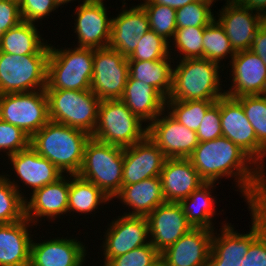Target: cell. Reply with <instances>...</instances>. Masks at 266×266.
<instances>
[{"mask_svg": "<svg viewBox=\"0 0 266 266\" xmlns=\"http://www.w3.org/2000/svg\"><path fill=\"white\" fill-rule=\"evenodd\" d=\"M208 266H239V264L229 261H208Z\"/></svg>", "mask_w": 266, "mask_h": 266, "instance_id": "f907efd6", "label": "cell"}, {"mask_svg": "<svg viewBox=\"0 0 266 266\" xmlns=\"http://www.w3.org/2000/svg\"><path fill=\"white\" fill-rule=\"evenodd\" d=\"M154 4L169 6L174 9L181 8L197 0H150Z\"/></svg>", "mask_w": 266, "mask_h": 266, "instance_id": "681fc988", "label": "cell"}, {"mask_svg": "<svg viewBox=\"0 0 266 266\" xmlns=\"http://www.w3.org/2000/svg\"><path fill=\"white\" fill-rule=\"evenodd\" d=\"M94 49L50 44L45 90H90Z\"/></svg>", "mask_w": 266, "mask_h": 266, "instance_id": "277c9868", "label": "cell"}, {"mask_svg": "<svg viewBox=\"0 0 266 266\" xmlns=\"http://www.w3.org/2000/svg\"><path fill=\"white\" fill-rule=\"evenodd\" d=\"M204 28L187 27L176 29L173 39L169 41L170 55L173 57L176 54L173 57L175 60L174 63L176 60L203 58Z\"/></svg>", "mask_w": 266, "mask_h": 266, "instance_id": "836d02e7", "label": "cell"}, {"mask_svg": "<svg viewBox=\"0 0 266 266\" xmlns=\"http://www.w3.org/2000/svg\"><path fill=\"white\" fill-rule=\"evenodd\" d=\"M128 75L127 57L109 46L94 49L90 90L101 101L121 99Z\"/></svg>", "mask_w": 266, "mask_h": 266, "instance_id": "8fae6325", "label": "cell"}, {"mask_svg": "<svg viewBox=\"0 0 266 266\" xmlns=\"http://www.w3.org/2000/svg\"><path fill=\"white\" fill-rule=\"evenodd\" d=\"M25 199L0 172V224L19 222L25 218Z\"/></svg>", "mask_w": 266, "mask_h": 266, "instance_id": "8d00e7d4", "label": "cell"}, {"mask_svg": "<svg viewBox=\"0 0 266 266\" xmlns=\"http://www.w3.org/2000/svg\"><path fill=\"white\" fill-rule=\"evenodd\" d=\"M220 117L222 136L238 145L265 171L266 150L258 143L242 105L235 98L221 97Z\"/></svg>", "mask_w": 266, "mask_h": 266, "instance_id": "9a60e30c", "label": "cell"}, {"mask_svg": "<svg viewBox=\"0 0 266 266\" xmlns=\"http://www.w3.org/2000/svg\"><path fill=\"white\" fill-rule=\"evenodd\" d=\"M70 176V188L68 198V212L79 215L93 214L99 206L108 204L111 199L94 183L80 177L78 174ZM104 204V205H103ZM93 212V213H92Z\"/></svg>", "mask_w": 266, "mask_h": 266, "instance_id": "1f68e13d", "label": "cell"}, {"mask_svg": "<svg viewBox=\"0 0 266 266\" xmlns=\"http://www.w3.org/2000/svg\"><path fill=\"white\" fill-rule=\"evenodd\" d=\"M169 55V42L149 30L139 37L137 47L127 58L128 61H155Z\"/></svg>", "mask_w": 266, "mask_h": 266, "instance_id": "f35d334b", "label": "cell"}, {"mask_svg": "<svg viewBox=\"0 0 266 266\" xmlns=\"http://www.w3.org/2000/svg\"><path fill=\"white\" fill-rule=\"evenodd\" d=\"M215 185L217 186L218 183L204 182L191 195L179 202L187 221L193 228L215 230L213 220L217 215L215 204L218 203L217 196L212 194L216 189Z\"/></svg>", "mask_w": 266, "mask_h": 266, "instance_id": "f546056e", "label": "cell"}, {"mask_svg": "<svg viewBox=\"0 0 266 266\" xmlns=\"http://www.w3.org/2000/svg\"><path fill=\"white\" fill-rule=\"evenodd\" d=\"M174 58L155 61H128L129 76L153 86L165 99L172 90Z\"/></svg>", "mask_w": 266, "mask_h": 266, "instance_id": "4dcf8cb0", "label": "cell"}, {"mask_svg": "<svg viewBox=\"0 0 266 266\" xmlns=\"http://www.w3.org/2000/svg\"><path fill=\"white\" fill-rule=\"evenodd\" d=\"M154 266H165L164 263L160 260L157 264H155Z\"/></svg>", "mask_w": 266, "mask_h": 266, "instance_id": "db71d44e", "label": "cell"}, {"mask_svg": "<svg viewBox=\"0 0 266 266\" xmlns=\"http://www.w3.org/2000/svg\"><path fill=\"white\" fill-rule=\"evenodd\" d=\"M160 260V253L149 243L114 257L102 266H154Z\"/></svg>", "mask_w": 266, "mask_h": 266, "instance_id": "60d3db41", "label": "cell"}, {"mask_svg": "<svg viewBox=\"0 0 266 266\" xmlns=\"http://www.w3.org/2000/svg\"><path fill=\"white\" fill-rule=\"evenodd\" d=\"M105 229L101 244L105 265L110 259L150 243L149 223L145 216L122 214L113 218Z\"/></svg>", "mask_w": 266, "mask_h": 266, "instance_id": "4fadbf2b", "label": "cell"}, {"mask_svg": "<svg viewBox=\"0 0 266 266\" xmlns=\"http://www.w3.org/2000/svg\"><path fill=\"white\" fill-rule=\"evenodd\" d=\"M122 1V0H121ZM126 0H123L122 1V4H123V6H125V5H127V3L125 2ZM143 2L145 1V0H142Z\"/></svg>", "mask_w": 266, "mask_h": 266, "instance_id": "9f6ffc18", "label": "cell"}, {"mask_svg": "<svg viewBox=\"0 0 266 266\" xmlns=\"http://www.w3.org/2000/svg\"><path fill=\"white\" fill-rule=\"evenodd\" d=\"M121 6L112 17L109 47L128 57L137 47L139 37L150 30L149 19L141 5ZM127 8V9H126Z\"/></svg>", "mask_w": 266, "mask_h": 266, "instance_id": "cb8c5ba5", "label": "cell"}, {"mask_svg": "<svg viewBox=\"0 0 266 266\" xmlns=\"http://www.w3.org/2000/svg\"><path fill=\"white\" fill-rule=\"evenodd\" d=\"M213 6L208 3L195 1L176 9L177 29L187 27H206L214 19Z\"/></svg>", "mask_w": 266, "mask_h": 266, "instance_id": "ab89813d", "label": "cell"}, {"mask_svg": "<svg viewBox=\"0 0 266 266\" xmlns=\"http://www.w3.org/2000/svg\"><path fill=\"white\" fill-rule=\"evenodd\" d=\"M129 110L149 126L166 107V99L151 85L128 75L120 99Z\"/></svg>", "mask_w": 266, "mask_h": 266, "instance_id": "83f0119b", "label": "cell"}, {"mask_svg": "<svg viewBox=\"0 0 266 266\" xmlns=\"http://www.w3.org/2000/svg\"><path fill=\"white\" fill-rule=\"evenodd\" d=\"M0 120L19 127L31 138L50 121L45 90L1 94Z\"/></svg>", "mask_w": 266, "mask_h": 266, "instance_id": "30bf717a", "label": "cell"}, {"mask_svg": "<svg viewBox=\"0 0 266 266\" xmlns=\"http://www.w3.org/2000/svg\"><path fill=\"white\" fill-rule=\"evenodd\" d=\"M221 8L215 19L224 28L234 51L250 50L258 28L266 19L238 2H227Z\"/></svg>", "mask_w": 266, "mask_h": 266, "instance_id": "44dd1931", "label": "cell"}, {"mask_svg": "<svg viewBox=\"0 0 266 266\" xmlns=\"http://www.w3.org/2000/svg\"><path fill=\"white\" fill-rule=\"evenodd\" d=\"M21 21L19 0H0V37Z\"/></svg>", "mask_w": 266, "mask_h": 266, "instance_id": "f6af8a7d", "label": "cell"}, {"mask_svg": "<svg viewBox=\"0 0 266 266\" xmlns=\"http://www.w3.org/2000/svg\"><path fill=\"white\" fill-rule=\"evenodd\" d=\"M230 63V64H229ZM227 63L231 80L225 95L237 98L243 95H264L266 91V65L251 50L236 52Z\"/></svg>", "mask_w": 266, "mask_h": 266, "instance_id": "ac0fdd59", "label": "cell"}, {"mask_svg": "<svg viewBox=\"0 0 266 266\" xmlns=\"http://www.w3.org/2000/svg\"><path fill=\"white\" fill-rule=\"evenodd\" d=\"M49 54L11 55L0 51V95L45 90Z\"/></svg>", "mask_w": 266, "mask_h": 266, "instance_id": "ba28073f", "label": "cell"}, {"mask_svg": "<svg viewBox=\"0 0 266 266\" xmlns=\"http://www.w3.org/2000/svg\"><path fill=\"white\" fill-rule=\"evenodd\" d=\"M113 199H119L122 206L124 204L129 209H127L129 212L126 210L123 212L124 215L145 217L166 202L160 176L147 178L131 185H122L120 192Z\"/></svg>", "mask_w": 266, "mask_h": 266, "instance_id": "4316f807", "label": "cell"}, {"mask_svg": "<svg viewBox=\"0 0 266 266\" xmlns=\"http://www.w3.org/2000/svg\"><path fill=\"white\" fill-rule=\"evenodd\" d=\"M150 243L159 253L173 245L193 226L179 202H164L148 216Z\"/></svg>", "mask_w": 266, "mask_h": 266, "instance_id": "ffe728a7", "label": "cell"}, {"mask_svg": "<svg viewBox=\"0 0 266 266\" xmlns=\"http://www.w3.org/2000/svg\"><path fill=\"white\" fill-rule=\"evenodd\" d=\"M196 133L199 142L222 137L220 98L207 110Z\"/></svg>", "mask_w": 266, "mask_h": 266, "instance_id": "ee69618b", "label": "cell"}, {"mask_svg": "<svg viewBox=\"0 0 266 266\" xmlns=\"http://www.w3.org/2000/svg\"><path fill=\"white\" fill-rule=\"evenodd\" d=\"M56 2V4L60 7H63V5H66L68 3H71V2H76V0H54ZM81 2L85 1V0H80Z\"/></svg>", "mask_w": 266, "mask_h": 266, "instance_id": "816d5d0a", "label": "cell"}, {"mask_svg": "<svg viewBox=\"0 0 266 266\" xmlns=\"http://www.w3.org/2000/svg\"><path fill=\"white\" fill-rule=\"evenodd\" d=\"M8 163L11 164L13 172H10L11 175L7 174L6 171L2 174L24 199L27 196L25 195V189L29 188L31 190L30 193H32L36 189L56 182L63 176L53 163L39 155L31 145L8 156ZM13 173L16 175L14 179L11 177ZM20 183H22L25 189H23L24 187ZM22 190H24L25 194Z\"/></svg>", "mask_w": 266, "mask_h": 266, "instance_id": "7c38bea8", "label": "cell"}, {"mask_svg": "<svg viewBox=\"0 0 266 266\" xmlns=\"http://www.w3.org/2000/svg\"><path fill=\"white\" fill-rule=\"evenodd\" d=\"M141 5L149 19L150 30L160 35L169 42L173 39L176 25V9L169 6L154 4L150 0H145L137 4Z\"/></svg>", "mask_w": 266, "mask_h": 266, "instance_id": "d590c367", "label": "cell"}, {"mask_svg": "<svg viewBox=\"0 0 266 266\" xmlns=\"http://www.w3.org/2000/svg\"><path fill=\"white\" fill-rule=\"evenodd\" d=\"M49 120L93 134L101 100L91 90H45Z\"/></svg>", "mask_w": 266, "mask_h": 266, "instance_id": "52a82bcc", "label": "cell"}, {"mask_svg": "<svg viewBox=\"0 0 266 266\" xmlns=\"http://www.w3.org/2000/svg\"><path fill=\"white\" fill-rule=\"evenodd\" d=\"M165 155L147 135L143 140L124 148L122 185L160 176Z\"/></svg>", "mask_w": 266, "mask_h": 266, "instance_id": "7402d4cb", "label": "cell"}, {"mask_svg": "<svg viewBox=\"0 0 266 266\" xmlns=\"http://www.w3.org/2000/svg\"><path fill=\"white\" fill-rule=\"evenodd\" d=\"M91 135L83 130L49 121L30 138L31 147L53 163L63 175L78 174Z\"/></svg>", "mask_w": 266, "mask_h": 266, "instance_id": "7a4b0ae2", "label": "cell"}, {"mask_svg": "<svg viewBox=\"0 0 266 266\" xmlns=\"http://www.w3.org/2000/svg\"><path fill=\"white\" fill-rule=\"evenodd\" d=\"M214 230L192 228L162 253L165 266H208Z\"/></svg>", "mask_w": 266, "mask_h": 266, "instance_id": "603a6c76", "label": "cell"}, {"mask_svg": "<svg viewBox=\"0 0 266 266\" xmlns=\"http://www.w3.org/2000/svg\"><path fill=\"white\" fill-rule=\"evenodd\" d=\"M222 67L206 58L177 60L173 63L172 90L166 100L217 101L225 96Z\"/></svg>", "mask_w": 266, "mask_h": 266, "instance_id": "3957f363", "label": "cell"}, {"mask_svg": "<svg viewBox=\"0 0 266 266\" xmlns=\"http://www.w3.org/2000/svg\"><path fill=\"white\" fill-rule=\"evenodd\" d=\"M236 52L231 46V42L226 35L224 28L214 19L204 28L203 32V58L214 61L225 67L223 60H232ZM221 61L223 65L221 64Z\"/></svg>", "mask_w": 266, "mask_h": 266, "instance_id": "d6a6232c", "label": "cell"}, {"mask_svg": "<svg viewBox=\"0 0 266 266\" xmlns=\"http://www.w3.org/2000/svg\"><path fill=\"white\" fill-rule=\"evenodd\" d=\"M30 145V137L19 127L0 120V152L10 156Z\"/></svg>", "mask_w": 266, "mask_h": 266, "instance_id": "b9f144b4", "label": "cell"}, {"mask_svg": "<svg viewBox=\"0 0 266 266\" xmlns=\"http://www.w3.org/2000/svg\"><path fill=\"white\" fill-rule=\"evenodd\" d=\"M124 148L91 137L78 175L100 188L109 199L122 188Z\"/></svg>", "mask_w": 266, "mask_h": 266, "instance_id": "5b68a950", "label": "cell"}, {"mask_svg": "<svg viewBox=\"0 0 266 266\" xmlns=\"http://www.w3.org/2000/svg\"><path fill=\"white\" fill-rule=\"evenodd\" d=\"M188 159L204 182L219 184L232 177L248 207L266 204L265 171L230 139L199 142Z\"/></svg>", "mask_w": 266, "mask_h": 266, "instance_id": "6da1fadb", "label": "cell"}, {"mask_svg": "<svg viewBox=\"0 0 266 266\" xmlns=\"http://www.w3.org/2000/svg\"><path fill=\"white\" fill-rule=\"evenodd\" d=\"M250 211L249 232L239 233L231 223H221L212 237L209 261H229L239 264L250 245L266 230V204L247 207Z\"/></svg>", "mask_w": 266, "mask_h": 266, "instance_id": "9c48e42d", "label": "cell"}, {"mask_svg": "<svg viewBox=\"0 0 266 266\" xmlns=\"http://www.w3.org/2000/svg\"><path fill=\"white\" fill-rule=\"evenodd\" d=\"M147 131V124L136 117L120 99L102 100L98 108L97 125L91 137L126 148L143 140Z\"/></svg>", "mask_w": 266, "mask_h": 266, "instance_id": "8992f818", "label": "cell"}, {"mask_svg": "<svg viewBox=\"0 0 266 266\" xmlns=\"http://www.w3.org/2000/svg\"><path fill=\"white\" fill-rule=\"evenodd\" d=\"M239 266H266V230L250 245Z\"/></svg>", "mask_w": 266, "mask_h": 266, "instance_id": "bcb514c9", "label": "cell"}, {"mask_svg": "<svg viewBox=\"0 0 266 266\" xmlns=\"http://www.w3.org/2000/svg\"><path fill=\"white\" fill-rule=\"evenodd\" d=\"M250 50L258 55L266 65V20L258 28Z\"/></svg>", "mask_w": 266, "mask_h": 266, "instance_id": "7dc6e473", "label": "cell"}, {"mask_svg": "<svg viewBox=\"0 0 266 266\" xmlns=\"http://www.w3.org/2000/svg\"><path fill=\"white\" fill-rule=\"evenodd\" d=\"M147 135L166 158H188L199 141L197 133L164 110L149 126Z\"/></svg>", "mask_w": 266, "mask_h": 266, "instance_id": "2e32d148", "label": "cell"}, {"mask_svg": "<svg viewBox=\"0 0 266 266\" xmlns=\"http://www.w3.org/2000/svg\"><path fill=\"white\" fill-rule=\"evenodd\" d=\"M215 102L166 100L165 110L179 123L197 132L205 113Z\"/></svg>", "mask_w": 266, "mask_h": 266, "instance_id": "e575fe53", "label": "cell"}, {"mask_svg": "<svg viewBox=\"0 0 266 266\" xmlns=\"http://www.w3.org/2000/svg\"><path fill=\"white\" fill-rule=\"evenodd\" d=\"M235 99L242 105L258 143L266 150V96L243 95Z\"/></svg>", "mask_w": 266, "mask_h": 266, "instance_id": "74e56055", "label": "cell"}, {"mask_svg": "<svg viewBox=\"0 0 266 266\" xmlns=\"http://www.w3.org/2000/svg\"><path fill=\"white\" fill-rule=\"evenodd\" d=\"M39 23L21 21L0 37V51L11 55L49 54L50 43L37 27Z\"/></svg>", "mask_w": 266, "mask_h": 266, "instance_id": "f1b7e54d", "label": "cell"}, {"mask_svg": "<svg viewBox=\"0 0 266 266\" xmlns=\"http://www.w3.org/2000/svg\"><path fill=\"white\" fill-rule=\"evenodd\" d=\"M160 178L166 202H180L204 183L188 158H166Z\"/></svg>", "mask_w": 266, "mask_h": 266, "instance_id": "d4e9b609", "label": "cell"}, {"mask_svg": "<svg viewBox=\"0 0 266 266\" xmlns=\"http://www.w3.org/2000/svg\"><path fill=\"white\" fill-rule=\"evenodd\" d=\"M59 9L54 0H19V10L22 21L38 23L48 19L51 12Z\"/></svg>", "mask_w": 266, "mask_h": 266, "instance_id": "7bdbcfd3", "label": "cell"}, {"mask_svg": "<svg viewBox=\"0 0 266 266\" xmlns=\"http://www.w3.org/2000/svg\"><path fill=\"white\" fill-rule=\"evenodd\" d=\"M227 2H238L239 0H225Z\"/></svg>", "mask_w": 266, "mask_h": 266, "instance_id": "11a10c76", "label": "cell"}, {"mask_svg": "<svg viewBox=\"0 0 266 266\" xmlns=\"http://www.w3.org/2000/svg\"><path fill=\"white\" fill-rule=\"evenodd\" d=\"M69 188L70 177L63 175L56 182L36 189L24 200L25 217L37 228L43 219L55 223V220L61 218L62 215L67 216Z\"/></svg>", "mask_w": 266, "mask_h": 266, "instance_id": "e0dca14e", "label": "cell"}, {"mask_svg": "<svg viewBox=\"0 0 266 266\" xmlns=\"http://www.w3.org/2000/svg\"><path fill=\"white\" fill-rule=\"evenodd\" d=\"M103 1L85 0L73 10L76 47L98 49L109 45L112 18H108L107 4Z\"/></svg>", "mask_w": 266, "mask_h": 266, "instance_id": "5bb4252c", "label": "cell"}, {"mask_svg": "<svg viewBox=\"0 0 266 266\" xmlns=\"http://www.w3.org/2000/svg\"><path fill=\"white\" fill-rule=\"evenodd\" d=\"M72 237L50 236L40 242L33 238L29 266H84L88 246Z\"/></svg>", "mask_w": 266, "mask_h": 266, "instance_id": "d6986e66", "label": "cell"}, {"mask_svg": "<svg viewBox=\"0 0 266 266\" xmlns=\"http://www.w3.org/2000/svg\"><path fill=\"white\" fill-rule=\"evenodd\" d=\"M243 7L261 14L266 19V0H239Z\"/></svg>", "mask_w": 266, "mask_h": 266, "instance_id": "c3c4849f", "label": "cell"}, {"mask_svg": "<svg viewBox=\"0 0 266 266\" xmlns=\"http://www.w3.org/2000/svg\"><path fill=\"white\" fill-rule=\"evenodd\" d=\"M33 225L26 217L0 224V266H29Z\"/></svg>", "mask_w": 266, "mask_h": 266, "instance_id": "484cf974", "label": "cell"}, {"mask_svg": "<svg viewBox=\"0 0 266 266\" xmlns=\"http://www.w3.org/2000/svg\"><path fill=\"white\" fill-rule=\"evenodd\" d=\"M198 1H201V2H205V3H208L209 5H214L216 3V1L218 0H198ZM222 1V0H221Z\"/></svg>", "mask_w": 266, "mask_h": 266, "instance_id": "f5cc1de1", "label": "cell"}]
</instances>
